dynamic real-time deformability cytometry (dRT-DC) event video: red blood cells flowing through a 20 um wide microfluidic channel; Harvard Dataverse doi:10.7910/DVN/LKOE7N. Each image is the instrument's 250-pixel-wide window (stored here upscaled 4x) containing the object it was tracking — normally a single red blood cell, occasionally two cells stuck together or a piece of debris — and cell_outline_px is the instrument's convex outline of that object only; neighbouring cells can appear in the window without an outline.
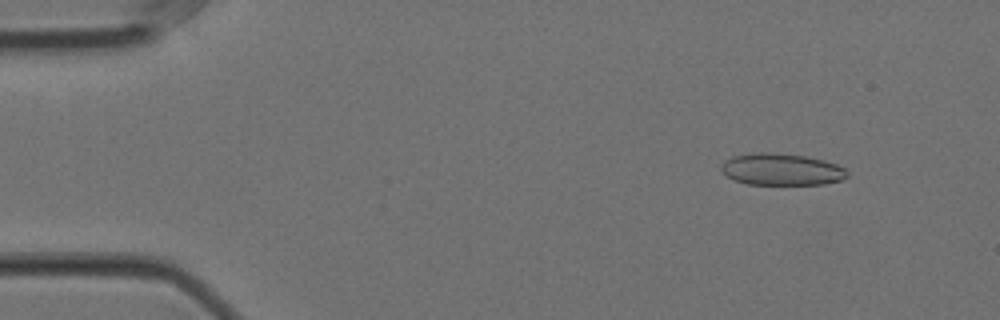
{"species": "Egyptian fruit bat (a non-hibernating species)", "species_latin": "Rousettus aegyptiacus", "temperature_condition": "cold", "stored_images_in_passage": 56, "camera_frame_rate_fps": 3000, "um_per_image_px": 0.085, "animal": {"sex": "female"}, "frame": {"image": 1, "passage_image": 6, "time_ms": 1.667, "image_size_px": [1000, 320], "cell_outline_px": [[848, 176], [844, 180], [824, 184], [748, 184], [732, 180], [720, 172], [720, 168], [724, 160], [732, 156], [756, 152], [772, 152], [804, 156], [824, 160], [836, 164], [844, 168], [848, 172]], "centroid_in_image_um": [66.4, 14.4], "position_along_channel_um": 18.6, "area_um2": 23.64}}
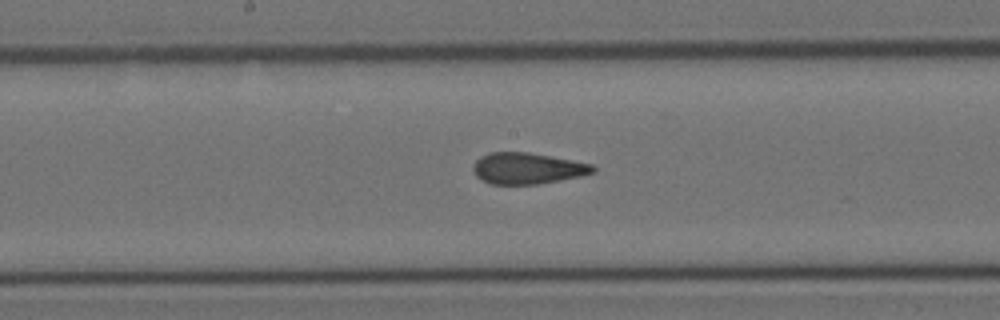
{"frame": {"image": 2, "passage_image": 29, "time_ms": 9.333, "image_size_px": [1000, 320], "cell_outline_px": [[596, 172], [580, 176], [560, 180], [536, 184], [492, 184], [480, 180], [476, 176], [472, 168], [476, 160], [480, 156], [488, 152], [528, 152], [572, 160], [592, 164], [596, 168]], "centroid_in_image_um": [44.81, 14.31], "position_along_channel_um": 203.4, "area_um2": 21.85}}
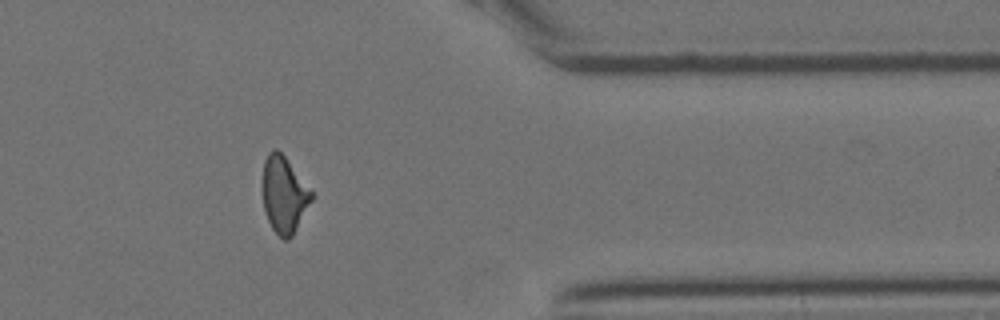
{"frame": {"image": 3, "passage_image": 46, "time_ms": 15.0, "image_size_px": [1000, 320], "cell_outline_px": [[312, 200], [292, 236], [288, 240], [284, 240], [272, 228], [264, 212], [260, 188], [260, 180], [264, 160], [268, 152], [272, 148], [276, 148], [284, 156], [312, 192]], "centroid_in_image_um": [24.07, 16.52], "position_along_channel_um": 387.3, "area_um2": 22.08}, "authors_computed_cell_mechanics": {"area_um2": 22.6576, "velocity_mm_per_s": 3.5581, "shape_relaxation_time_tau1_ms": null, "shape_relaxation_time_tau2_ms": 1.563, "deformation_change_tau1": null, "deformation_change_tau2": 0.0873}}